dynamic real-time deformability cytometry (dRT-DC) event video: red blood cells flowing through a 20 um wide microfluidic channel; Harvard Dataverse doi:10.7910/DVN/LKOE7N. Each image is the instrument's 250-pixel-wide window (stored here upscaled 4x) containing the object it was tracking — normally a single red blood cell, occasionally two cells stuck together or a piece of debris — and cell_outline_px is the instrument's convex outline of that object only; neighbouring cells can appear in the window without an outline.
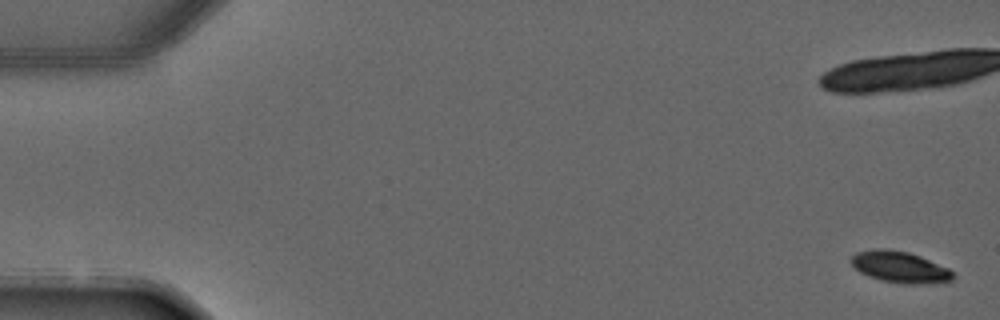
{"species": "common noctule bat (a hibernating species)", "species_latin": "Nyctalus noctula", "temperature_condition": "warm", "stored_images_in_passage": 7, "camera_frame_rate_fps": 3000, "um_per_image_px": 0.085, "animal": {"sex": "male", "forearm_length_mm": 52.5}, "frame": {"image": 1, "passage_image": 1, "time_ms": 0.0, "image_size_px": [1000, 320], "cell_outline_px": [[956, 276], [952, 280], [928, 284], [908, 284], [880, 280], [860, 272], [852, 264], [852, 256], [856, 252], [872, 248], [888, 248], [908, 252], [920, 256], [948, 268]], "centroid_in_image_um": [76.5, 22.69], "position_along_channel_um": 8.5, "area_um2": 18.61}}
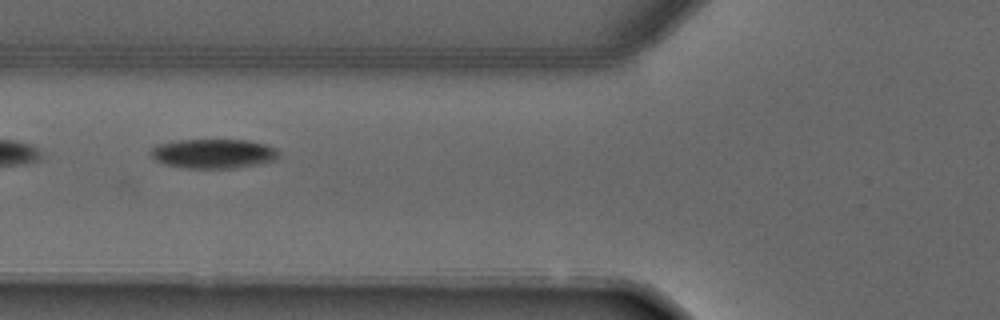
{"frame": {"image": 2, "passage_image": 6, "time_ms": 6.0, "image_size_px": [1000, 320], "cell_outline_px": [[276, 156], [272, 160], [232, 168], [188, 168], [168, 164], [156, 160], [152, 156], [152, 148], [156, 144], [176, 140], [248, 140], [264, 144], [272, 148], [276, 152]], "centroid_in_image_um": [18.05, 13.04], "position_along_channel_um": 107.7, "area_um2": 21.21}}
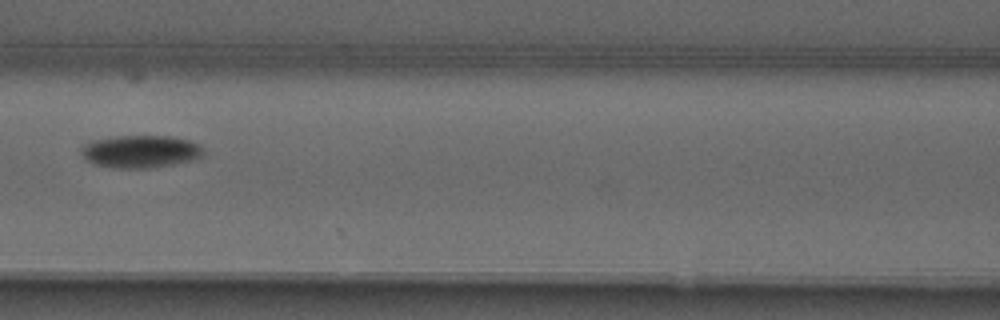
{"frame": {"image": 3, "passage_image": 7, "time_ms": 7.0, "image_size_px": [1000, 320], "cell_outline_px": [[204, 156], [196, 160], [148, 168], [112, 168], [96, 164], [88, 160], [80, 152], [80, 148], [84, 144], [92, 140], [116, 136], [172, 136], [192, 140], [200, 144], [204, 148]], "centroid_in_image_um": [12.01, 12.87], "position_along_channel_um": 154.6, "area_um2": 23.52}}